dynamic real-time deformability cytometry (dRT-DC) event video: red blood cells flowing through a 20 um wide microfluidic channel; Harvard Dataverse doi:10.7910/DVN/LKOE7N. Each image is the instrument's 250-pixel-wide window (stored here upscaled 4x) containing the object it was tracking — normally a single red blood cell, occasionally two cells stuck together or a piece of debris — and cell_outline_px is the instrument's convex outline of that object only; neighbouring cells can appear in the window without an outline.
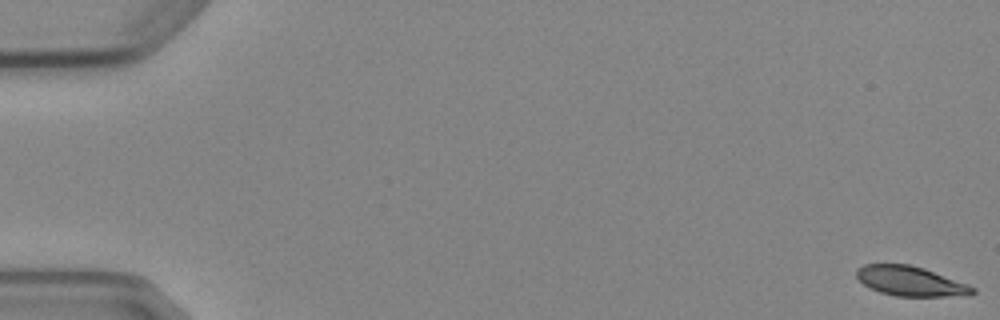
{"species": "Egyptian fruit bat (a non-hibernating species)", "species_latin": "Rousettus aegyptiacus", "temperature_condition": "cold", "stored_images_in_passage": 6, "camera_frame_rate_fps": 3000, "um_per_image_px": 0.085, "animal": {"sex": "female"}, "frame": {"image": 1, "passage_image": 1, "time_ms": 0.0, "image_size_px": [1000, 320], "cell_outline_px": [[976, 292], [972, 296], [896, 296], [880, 292], [864, 284], [856, 276], [856, 268], [864, 264], [908, 264], [924, 268], [968, 284], [976, 288]], "centroid_in_image_um": [77.44, 23.9], "position_along_channel_um": 7.6, "area_um2": 20.17}}
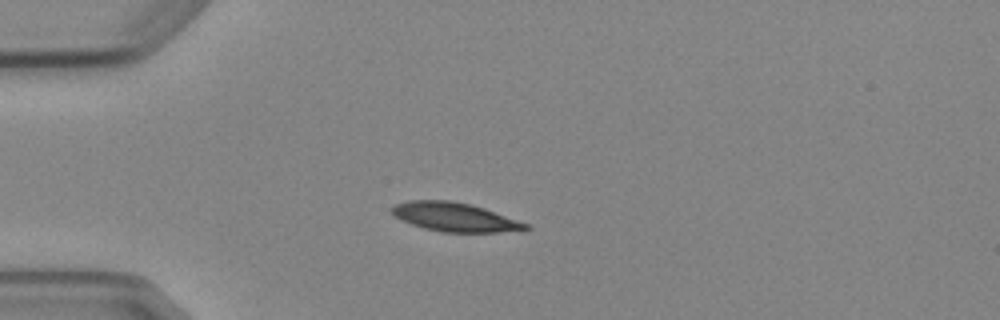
{"frame": {"image": 2, "passage_image": 5, "time_ms": 4.667, "image_size_px": [1000, 320], "cell_outline_px": [[532, 228], [496, 232], [444, 232], [424, 228], [400, 220], [388, 208], [396, 204], [408, 200], [448, 200], [472, 204], [484, 208], [528, 224]], "centroid_in_image_um": [38.6, 18.44], "position_along_channel_um": 46.4, "area_um2": 22.31}}